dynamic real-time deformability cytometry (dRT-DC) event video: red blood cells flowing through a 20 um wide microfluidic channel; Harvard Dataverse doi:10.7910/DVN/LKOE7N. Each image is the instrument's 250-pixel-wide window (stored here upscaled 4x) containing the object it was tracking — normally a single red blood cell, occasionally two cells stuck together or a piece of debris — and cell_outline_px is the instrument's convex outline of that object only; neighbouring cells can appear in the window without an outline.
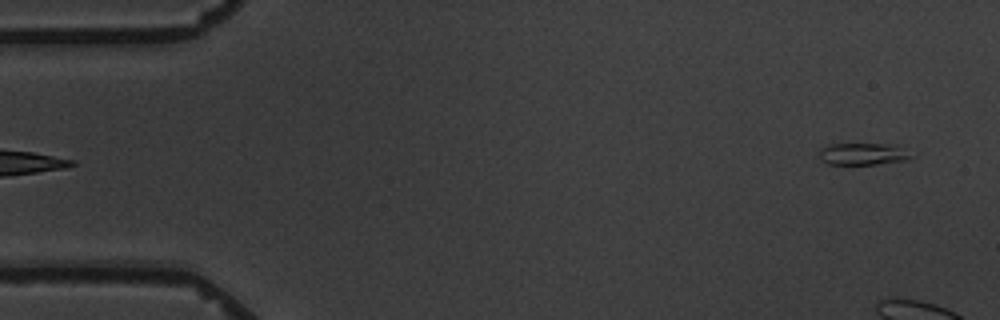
{"species": "common noctule bat (a hibernating species)", "species_latin": "Nyctalus noctula", "temperature_condition": "warm", "stored_images_in_passage": 5, "camera_frame_rate_fps": 3000, "um_per_image_px": 0.085, "animal": {"sex": "male", "body_mass_g": 19.5, "forearm_length_mm": 54.6}, "frame": {"image": 1, "passage_image": 5, "time_ms": 4.667, "image_size_px": [1000, 320], "cell_outline_px": [[916, 156], [912, 160], [876, 164], [828, 164], [820, 160], [820, 148], [832, 144], [896, 144]], "centroid_in_image_um": [73.44, 13.09], "position_along_channel_um": 11.6, "area_um2": 12.02}}